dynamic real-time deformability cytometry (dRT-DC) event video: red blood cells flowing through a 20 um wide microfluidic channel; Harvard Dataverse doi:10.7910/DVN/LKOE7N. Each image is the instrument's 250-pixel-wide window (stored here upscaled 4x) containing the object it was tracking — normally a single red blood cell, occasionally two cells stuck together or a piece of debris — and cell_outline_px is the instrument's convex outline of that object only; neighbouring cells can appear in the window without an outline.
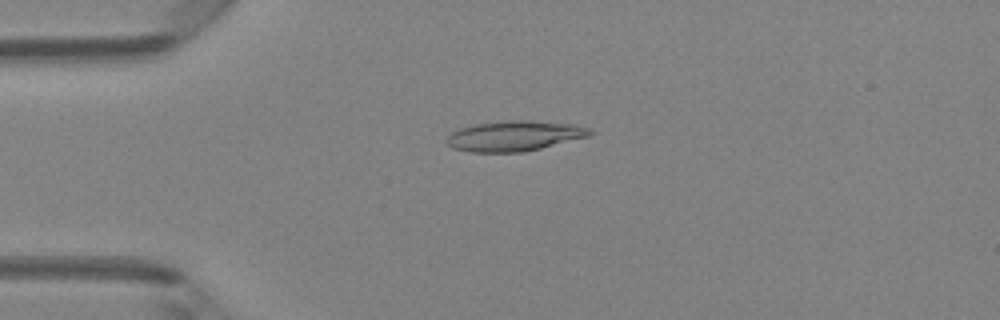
{"species": "Egyptian fruit bat (a non-hibernating species)", "species_latin": "Rousettus aegyptiacus", "temperature_condition": "room temperature", "stored_images_in_passage": 48, "camera_frame_rate_fps": 3000, "um_per_image_px": 0.085, "animal": {"sex": "female"}, "frame": {"image": 1, "passage_image": 12, "time_ms": 3.667, "image_size_px": [1000, 320], "cell_outline_px": [[596, 132], [592, 136], [524, 152], [472, 152], [452, 148], [444, 140], [452, 132], [460, 128], [476, 124], [504, 120], [532, 120], [576, 124], [588, 128]], "centroid_in_image_um": [43.78, 11.55], "position_along_channel_um": 41.2, "area_um2": 25.61}}
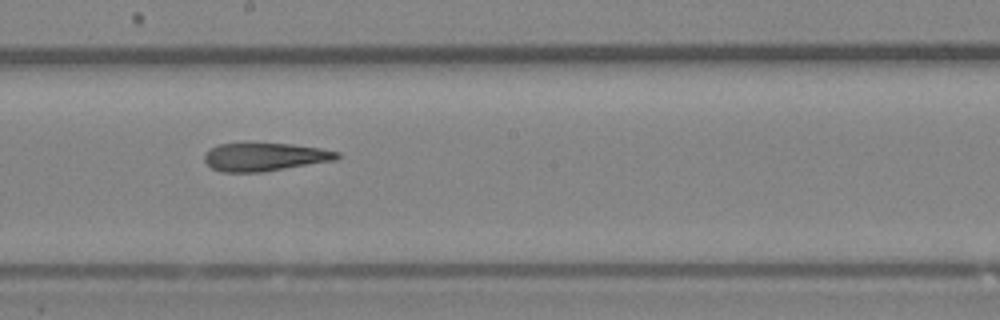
{"frame": {"image": 2, "passage_image": 27, "time_ms": 8.667, "image_size_px": [1000, 320], "cell_outline_px": [[340, 156], [336, 160], [260, 172], [220, 172], [212, 168], [204, 160], [204, 152], [208, 148], [220, 144], [292, 144], [320, 148], [340, 152]], "centroid_in_image_um": [22.48, 13.34], "position_along_channel_um": 225.7, "area_um2": 21.62}}
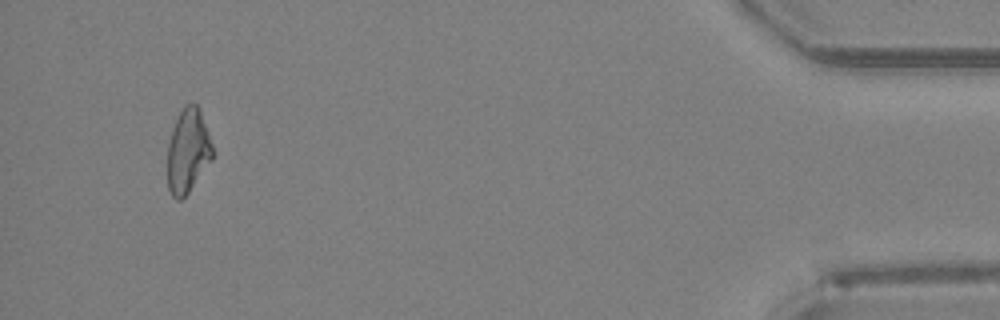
{"frame": {"image": 3, "passage_image": 46, "time_ms": 15.0, "image_size_px": [1000, 320], "cell_outline_px": [[216, 152], [212, 160], [188, 192], [180, 200], [176, 200], [172, 196], [168, 188], [168, 144], [172, 128], [184, 104], [196, 104], [200, 108]], "centroid_in_image_um": [16.0, 12.81], "position_along_channel_um": 419.2, "area_um2": 22.31}, "authors_computed_cell_mechanics": {"area_um2": 22.9466, "velocity_mm_per_s": 4.2108, "shape_relaxation_time_tau1_ms": 7.0737, "shape_relaxation_time_tau2_ms": 5.7275, "deformation_change_tau1": 0.2077, "deformation_change_tau2": 0.2086}}